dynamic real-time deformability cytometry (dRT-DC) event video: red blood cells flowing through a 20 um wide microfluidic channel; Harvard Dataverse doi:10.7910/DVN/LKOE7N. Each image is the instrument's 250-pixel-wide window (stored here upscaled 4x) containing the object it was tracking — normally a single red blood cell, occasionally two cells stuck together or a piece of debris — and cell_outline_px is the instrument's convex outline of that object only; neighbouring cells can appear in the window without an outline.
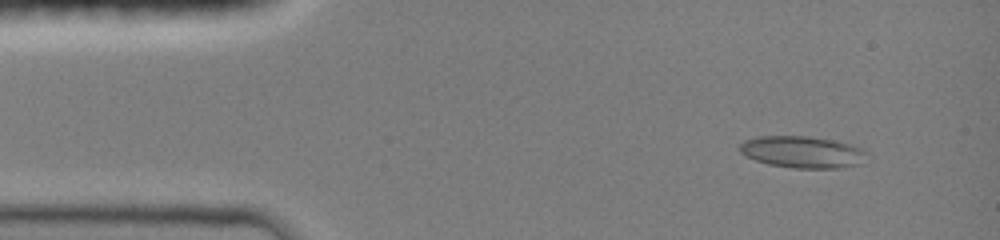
{"species": "common noctule bat (a hibernating species)", "species_latin": "Nyctalus noctula", "temperature_condition": "room temperature", "stored_images_in_passage": 23, "camera_frame_rate_fps": 3000, "um_per_image_px": 0.085, "animal": {"sex": "female", "body_mass_g": 19.0, "forearm_length_mm": 51.5}, "frame": {"image": 1, "passage_image": 2, "time_ms": 0.667, "image_size_px": [1000, 240], "cell_outline_px": [[864, 152], [852, 164], [836, 168], [796, 168], [768, 164], [756, 160], [740, 152], [740, 144], [744, 140], [760, 136], [804, 136], [832, 140], [860, 148]], "centroid_in_image_um": [68.03, 12.9], "position_along_channel_um": 17.0, "area_um2": 22.43}}
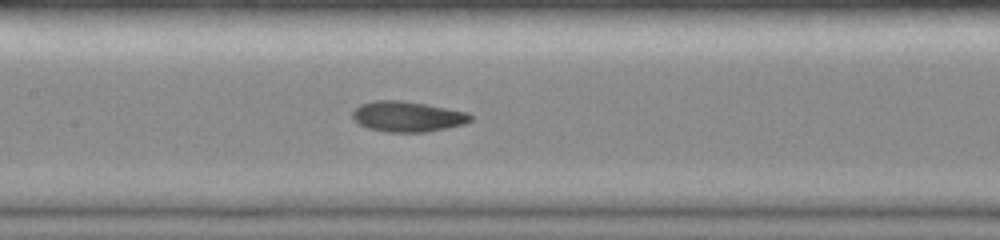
{"frame": {"image": 2, "passage_image": 11, "time_ms": 6.333, "image_size_px": [1000, 240], "cell_outline_px": [[472, 120], [464, 124], [424, 132], [388, 132], [368, 128], [360, 124], [352, 116], [352, 112], [360, 104], [376, 100], [400, 100], [424, 104], [468, 112], [472, 116]], "centroid_in_image_um": [34.63, 9.9], "position_along_channel_um": 172.8, "area_um2": 20.69}}
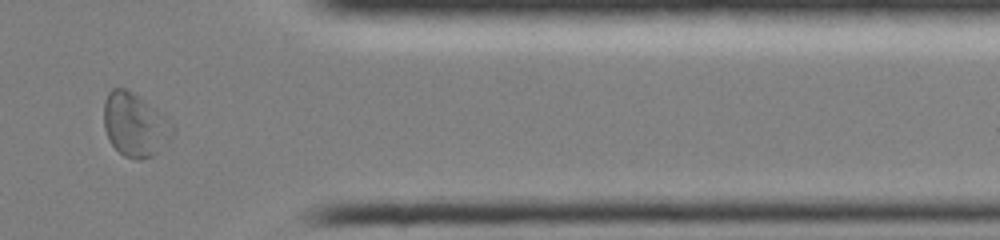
{"frame": {"image": 3, "passage_image": 20, "time_ms": 12.0, "image_size_px": [1000, 240], "cell_outline_px": [[176, 132], [152, 156], [140, 160], [124, 156], [108, 140], [104, 128], [104, 100], [108, 92], [112, 88], [128, 88], [156, 108], [176, 128]], "centroid_in_image_um": [11.45, 10.58], "position_along_channel_um": 399.9, "area_um2": 25.49}, "authors_computed_cell_mechanics": {"area_um2": 20.9814, "velocity_mm_per_s": 4.1427, "shape_relaxation_time_tau1_ms": null, "shape_relaxation_time_tau2_ms": 3.2156, "deformation_change_tau1": null, "deformation_change_tau2": 0.0651}}